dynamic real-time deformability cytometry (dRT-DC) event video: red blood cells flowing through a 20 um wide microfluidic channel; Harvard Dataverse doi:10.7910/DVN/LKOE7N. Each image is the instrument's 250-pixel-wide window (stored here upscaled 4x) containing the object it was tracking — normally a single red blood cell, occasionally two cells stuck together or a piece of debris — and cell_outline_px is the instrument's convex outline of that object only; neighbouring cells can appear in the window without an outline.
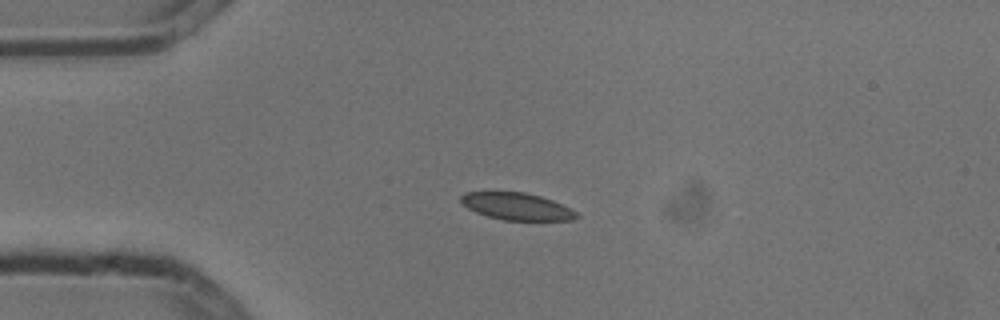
{"species": "common noctule bat (a hibernating species)", "species_latin": "Nyctalus noctula", "temperature_condition": "cold", "stored_images_in_passage": 4, "camera_frame_rate_fps": 3000, "um_per_image_px": 0.085, "animal": {"sex": "male", "body_mass_g": 13.3}, "frame": {"image": 1, "passage_image": 3, "time_ms": 0.667, "image_size_px": [1000, 320], "cell_outline_px": [[580, 216], [572, 220], [504, 220], [488, 216], [476, 212], [468, 208], [460, 200], [460, 196], [464, 192], [524, 192], [540, 196], [552, 200], [576, 212]], "centroid_in_image_um": [43.91, 17.54], "position_along_channel_um": 41.1, "area_um2": 18.03}}